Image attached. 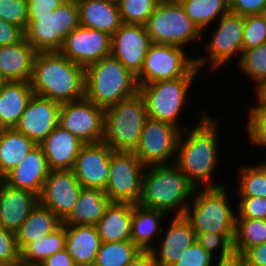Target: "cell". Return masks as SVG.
I'll return each instance as SVG.
<instances>
[{
	"mask_svg": "<svg viewBox=\"0 0 266 266\" xmlns=\"http://www.w3.org/2000/svg\"><path fill=\"white\" fill-rule=\"evenodd\" d=\"M164 216L169 217L162 211L132 203L131 241L142 252H149L154 247L153 241L158 242L155 237L164 233L159 225L164 222Z\"/></svg>",
	"mask_w": 266,
	"mask_h": 266,
	"instance_id": "cell-27",
	"label": "cell"
},
{
	"mask_svg": "<svg viewBox=\"0 0 266 266\" xmlns=\"http://www.w3.org/2000/svg\"><path fill=\"white\" fill-rule=\"evenodd\" d=\"M20 260V250L17 245L16 233L0 226V266Z\"/></svg>",
	"mask_w": 266,
	"mask_h": 266,
	"instance_id": "cell-44",
	"label": "cell"
},
{
	"mask_svg": "<svg viewBox=\"0 0 266 266\" xmlns=\"http://www.w3.org/2000/svg\"><path fill=\"white\" fill-rule=\"evenodd\" d=\"M66 0H27L28 15H49Z\"/></svg>",
	"mask_w": 266,
	"mask_h": 266,
	"instance_id": "cell-48",
	"label": "cell"
},
{
	"mask_svg": "<svg viewBox=\"0 0 266 266\" xmlns=\"http://www.w3.org/2000/svg\"><path fill=\"white\" fill-rule=\"evenodd\" d=\"M50 170L72 169L84 145L76 136L58 125L40 144Z\"/></svg>",
	"mask_w": 266,
	"mask_h": 266,
	"instance_id": "cell-24",
	"label": "cell"
},
{
	"mask_svg": "<svg viewBox=\"0 0 266 266\" xmlns=\"http://www.w3.org/2000/svg\"><path fill=\"white\" fill-rule=\"evenodd\" d=\"M148 119L144 96L137 91L105 109L103 142L112 151L133 152Z\"/></svg>",
	"mask_w": 266,
	"mask_h": 266,
	"instance_id": "cell-5",
	"label": "cell"
},
{
	"mask_svg": "<svg viewBox=\"0 0 266 266\" xmlns=\"http://www.w3.org/2000/svg\"><path fill=\"white\" fill-rule=\"evenodd\" d=\"M243 255L247 266H266V243L248 248Z\"/></svg>",
	"mask_w": 266,
	"mask_h": 266,
	"instance_id": "cell-50",
	"label": "cell"
},
{
	"mask_svg": "<svg viewBox=\"0 0 266 266\" xmlns=\"http://www.w3.org/2000/svg\"><path fill=\"white\" fill-rule=\"evenodd\" d=\"M216 29L212 31V39L206 44L207 54L195 57L196 67L201 70L206 63H210L213 70L227 64L238 53L239 60L243 52L244 16L228 12L221 16ZM235 55V56H234Z\"/></svg>",
	"mask_w": 266,
	"mask_h": 266,
	"instance_id": "cell-11",
	"label": "cell"
},
{
	"mask_svg": "<svg viewBox=\"0 0 266 266\" xmlns=\"http://www.w3.org/2000/svg\"><path fill=\"white\" fill-rule=\"evenodd\" d=\"M141 252L131 240L102 242L93 266H125Z\"/></svg>",
	"mask_w": 266,
	"mask_h": 266,
	"instance_id": "cell-36",
	"label": "cell"
},
{
	"mask_svg": "<svg viewBox=\"0 0 266 266\" xmlns=\"http://www.w3.org/2000/svg\"><path fill=\"white\" fill-rule=\"evenodd\" d=\"M24 37V32L17 26L0 19V46L12 45Z\"/></svg>",
	"mask_w": 266,
	"mask_h": 266,
	"instance_id": "cell-47",
	"label": "cell"
},
{
	"mask_svg": "<svg viewBox=\"0 0 266 266\" xmlns=\"http://www.w3.org/2000/svg\"><path fill=\"white\" fill-rule=\"evenodd\" d=\"M145 169L133 152L113 151L108 184L104 190L109 200L138 204L142 197Z\"/></svg>",
	"mask_w": 266,
	"mask_h": 266,
	"instance_id": "cell-12",
	"label": "cell"
},
{
	"mask_svg": "<svg viewBox=\"0 0 266 266\" xmlns=\"http://www.w3.org/2000/svg\"><path fill=\"white\" fill-rule=\"evenodd\" d=\"M7 81L3 78V76L0 74V90L3 87V85L6 83Z\"/></svg>",
	"mask_w": 266,
	"mask_h": 266,
	"instance_id": "cell-57",
	"label": "cell"
},
{
	"mask_svg": "<svg viewBox=\"0 0 266 266\" xmlns=\"http://www.w3.org/2000/svg\"><path fill=\"white\" fill-rule=\"evenodd\" d=\"M247 131H266V107L249 108Z\"/></svg>",
	"mask_w": 266,
	"mask_h": 266,
	"instance_id": "cell-49",
	"label": "cell"
},
{
	"mask_svg": "<svg viewBox=\"0 0 266 266\" xmlns=\"http://www.w3.org/2000/svg\"><path fill=\"white\" fill-rule=\"evenodd\" d=\"M243 51L266 43V17L264 14L244 16Z\"/></svg>",
	"mask_w": 266,
	"mask_h": 266,
	"instance_id": "cell-40",
	"label": "cell"
},
{
	"mask_svg": "<svg viewBox=\"0 0 266 266\" xmlns=\"http://www.w3.org/2000/svg\"><path fill=\"white\" fill-rule=\"evenodd\" d=\"M158 4L157 0H119L121 21L124 24L145 25Z\"/></svg>",
	"mask_w": 266,
	"mask_h": 266,
	"instance_id": "cell-39",
	"label": "cell"
},
{
	"mask_svg": "<svg viewBox=\"0 0 266 266\" xmlns=\"http://www.w3.org/2000/svg\"><path fill=\"white\" fill-rule=\"evenodd\" d=\"M235 233H196V241L214 257L215 251H219L217 256L224 257L234 251Z\"/></svg>",
	"mask_w": 266,
	"mask_h": 266,
	"instance_id": "cell-41",
	"label": "cell"
},
{
	"mask_svg": "<svg viewBox=\"0 0 266 266\" xmlns=\"http://www.w3.org/2000/svg\"><path fill=\"white\" fill-rule=\"evenodd\" d=\"M263 243H266V219L236 218L234 251L243 254Z\"/></svg>",
	"mask_w": 266,
	"mask_h": 266,
	"instance_id": "cell-35",
	"label": "cell"
},
{
	"mask_svg": "<svg viewBox=\"0 0 266 266\" xmlns=\"http://www.w3.org/2000/svg\"><path fill=\"white\" fill-rule=\"evenodd\" d=\"M80 25L104 31L111 36L121 26L118 2L111 0H76Z\"/></svg>",
	"mask_w": 266,
	"mask_h": 266,
	"instance_id": "cell-25",
	"label": "cell"
},
{
	"mask_svg": "<svg viewBox=\"0 0 266 266\" xmlns=\"http://www.w3.org/2000/svg\"><path fill=\"white\" fill-rule=\"evenodd\" d=\"M145 27L152 43L182 48L201 40L203 35L186 15L179 0L159 2Z\"/></svg>",
	"mask_w": 266,
	"mask_h": 266,
	"instance_id": "cell-8",
	"label": "cell"
},
{
	"mask_svg": "<svg viewBox=\"0 0 266 266\" xmlns=\"http://www.w3.org/2000/svg\"><path fill=\"white\" fill-rule=\"evenodd\" d=\"M36 54L25 37L15 44L0 46V74L7 82H30Z\"/></svg>",
	"mask_w": 266,
	"mask_h": 266,
	"instance_id": "cell-23",
	"label": "cell"
},
{
	"mask_svg": "<svg viewBox=\"0 0 266 266\" xmlns=\"http://www.w3.org/2000/svg\"><path fill=\"white\" fill-rule=\"evenodd\" d=\"M186 52L179 46L153 43L136 77L138 86L183 76H198L200 70L196 67L195 56L189 57Z\"/></svg>",
	"mask_w": 266,
	"mask_h": 266,
	"instance_id": "cell-10",
	"label": "cell"
},
{
	"mask_svg": "<svg viewBox=\"0 0 266 266\" xmlns=\"http://www.w3.org/2000/svg\"><path fill=\"white\" fill-rule=\"evenodd\" d=\"M214 266H247L245 257L242 253L233 251L230 255L219 257ZM212 265V266H213Z\"/></svg>",
	"mask_w": 266,
	"mask_h": 266,
	"instance_id": "cell-52",
	"label": "cell"
},
{
	"mask_svg": "<svg viewBox=\"0 0 266 266\" xmlns=\"http://www.w3.org/2000/svg\"><path fill=\"white\" fill-rule=\"evenodd\" d=\"M196 76H183L172 80L153 82L139 86L147 106L148 118L173 124L181 131L186 127H179V116L186 107L188 91Z\"/></svg>",
	"mask_w": 266,
	"mask_h": 266,
	"instance_id": "cell-9",
	"label": "cell"
},
{
	"mask_svg": "<svg viewBox=\"0 0 266 266\" xmlns=\"http://www.w3.org/2000/svg\"><path fill=\"white\" fill-rule=\"evenodd\" d=\"M39 266H77L73 258L68 254L67 249H63L47 257Z\"/></svg>",
	"mask_w": 266,
	"mask_h": 266,
	"instance_id": "cell-51",
	"label": "cell"
},
{
	"mask_svg": "<svg viewBox=\"0 0 266 266\" xmlns=\"http://www.w3.org/2000/svg\"><path fill=\"white\" fill-rule=\"evenodd\" d=\"M101 243L96 225H66V249L77 266H93Z\"/></svg>",
	"mask_w": 266,
	"mask_h": 266,
	"instance_id": "cell-26",
	"label": "cell"
},
{
	"mask_svg": "<svg viewBox=\"0 0 266 266\" xmlns=\"http://www.w3.org/2000/svg\"><path fill=\"white\" fill-rule=\"evenodd\" d=\"M152 44L145 25L122 23L111 36V55L137 77Z\"/></svg>",
	"mask_w": 266,
	"mask_h": 266,
	"instance_id": "cell-17",
	"label": "cell"
},
{
	"mask_svg": "<svg viewBox=\"0 0 266 266\" xmlns=\"http://www.w3.org/2000/svg\"><path fill=\"white\" fill-rule=\"evenodd\" d=\"M266 0H229V10L232 13L248 16L264 14Z\"/></svg>",
	"mask_w": 266,
	"mask_h": 266,
	"instance_id": "cell-46",
	"label": "cell"
},
{
	"mask_svg": "<svg viewBox=\"0 0 266 266\" xmlns=\"http://www.w3.org/2000/svg\"><path fill=\"white\" fill-rule=\"evenodd\" d=\"M254 90L255 96H257L256 101L258 102L253 107H266V80L254 87Z\"/></svg>",
	"mask_w": 266,
	"mask_h": 266,
	"instance_id": "cell-54",
	"label": "cell"
},
{
	"mask_svg": "<svg viewBox=\"0 0 266 266\" xmlns=\"http://www.w3.org/2000/svg\"><path fill=\"white\" fill-rule=\"evenodd\" d=\"M105 109L83 98L62 103L59 125L84 144L103 142Z\"/></svg>",
	"mask_w": 266,
	"mask_h": 266,
	"instance_id": "cell-14",
	"label": "cell"
},
{
	"mask_svg": "<svg viewBox=\"0 0 266 266\" xmlns=\"http://www.w3.org/2000/svg\"><path fill=\"white\" fill-rule=\"evenodd\" d=\"M60 52L84 68L111 55V35L79 25L65 38Z\"/></svg>",
	"mask_w": 266,
	"mask_h": 266,
	"instance_id": "cell-15",
	"label": "cell"
},
{
	"mask_svg": "<svg viewBox=\"0 0 266 266\" xmlns=\"http://www.w3.org/2000/svg\"><path fill=\"white\" fill-rule=\"evenodd\" d=\"M180 133L173 124L148 118L133 153L145 167L175 163Z\"/></svg>",
	"mask_w": 266,
	"mask_h": 266,
	"instance_id": "cell-13",
	"label": "cell"
},
{
	"mask_svg": "<svg viewBox=\"0 0 266 266\" xmlns=\"http://www.w3.org/2000/svg\"><path fill=\"white\" fill-rule=\"evenodd\" d=\"M0 19L17 26L25 32L28 22L27 1L0 0Z\"/></svg>",
	"mask_w": 266,
	"mask_h": 266,
	"instance_id": "cell-42",
	"label": "cell"
},
{
	"mask_svg": "<svg viewBox=\"0 0 266 266\" xmlns=\"http://www.w3.org/2000/svg\"><path fill=\"white\" fill-rule=\"evenodd\" d=\"M186 15L204 33L221 16L228 13L229 0H179ZM207 27V28H206Z\"/></svg>",
	"mask_w": 266,
	"mask_h": 266,
	"instance_id": "cell-33",
	"label": "cell"
},
{
	"mask_svg": "<svg viewBox=\"0 0 266 266\" xmlns=\"http://www.w3.org/2000/svg\"><path fill=\"white\" fill-rule=\"evenodd\" d=\"M49 171L44 151L37 145L2 180L14 188L27 190L39 197Z\"/></svg>",
	"mask_w": 266,
	"mask_h": 266,
	"instance_id": "cell-21",
	"label": "cell"
},
{
	"mask_svg": "<svg viewBox=\"0 0 266 266\" xmlns=\"http://www.w3.org/2000/svg\"><path fill=\"white\" fill-rule=\"evenodd\" d=\"M30 84L35 95L60 104L78 101L85 98V68L60 51L37 52Z\"/></svg>",
	"mask_w": 266,
	"mask_h": 266,
	"instance_id": "cell-2",
	"label": "cell"
},
{
	"mask_svg": "<svg viewBox=\"0 0 266 266\" xmlns=\"http://www.w3.org/2000/svg\"><path fill=\"white\" fill-rule=\"evenodd\" d=\"M236 218L266 219V198L239 196Z\"/></svg>",
	"mask_w": 266,
	"mask_h": 266,
	"instance_id": "cell-43",
	"label": "cell"
},
{
	"mask_svg": "<svg viewBox=\"0 0 266 266\" xmlns=\"http://www.w3.org/2000/svg\"><path fill=\"white\" fill-rule=\"evenodd\" d=\"M164 237H158V248L154 246L149 252L154 266H172L196 241V233L184 216H173Z\"/></svg>",
	"mask_w": 266,
	"mask_h": 266,
	"instance_id": "cell-20",
	"label": "cell"
},
{
	"mask_svg": "<svg viewBox=\"0 0 266 266\" xmlns=\"http://www.w3.org/2000/svg\"><path fill=\"white\" fill-rule=\"evenodd\" d=\"M125 266H154L150 252H141Z\"/></svg>",
	"mask_w": 266,
	"mask_h": 266,
	"instance_id": "cell-53",
	"label": "cell"
},
{
	"mask_svg": "<svg viewBox=\"0 0 266 266\" xmlns=\"http://www.w3.org/2000/svg\"><path fill=\"white\" fill-rule=\"evenodd\" d=\"M201 115L192 130L181 131L175 164L196 187H220L224 183L215 184L212 179L220 162L219 120L212 119L205 111Z\"/></svg>",
	"mask_w": 266,
	"mask_h": 266,
	"instance_id": "cell-1",
	"label": "cell"
},
{
	"mask_svg": "<svg viewBox=\"0 0 266 266\" xmlns=\"http://www.w3.org/2000/svg\"><path fill=\"white\" fill-rule=\"evenodd\" d=\"M30 82H6L0 90V129L15 128L33 96Z\"/></svg>",
	"mask_w": 266,
	"mask_h": 266,
	"instance_id": "cell-28",
	"label": "cell"
},
{
	"mask_svg": "<svg viewBox=\"0 0 266 266\" xmlns=\"http://www.w3.org/2000/svg\"><path fill=\"white\" fill-rule=\"evenodd\" d=\"M214 257L195 241L172 266H212Z\"/></svg>",
	"mask_w": 266,
	"mask_h": 266,
	"instance_id": "cell-45",
	"label": "cell"
},
{
	"mask_svg": "<svg viewBox=\"0 0 266 266\" xmlns=\"http://www.w3.org/2000/svg\"><path fill=\"white\" fill-rule=\"evenodd\" d=\"M199 189L195 188L184 214L195 233H235L237 213L228 201L226 186Z\"/></svg>",
	"mask_w": 266,
	"mask_h": 266,
	"instance_id": "cell-6",
	"label": "cell"
},
{
	"mask_svg": "<svg viewBox=\"0 0 266 266\" xmlns=\"http://www.w3.org/2000/svg\"><path fill=\"white\" fill-rule=\"evenodd\" d=\"M38 202L36 194L0 179V226L16 233Z\"/></svg>",
	"mask_w": 266,
	"mask_h": 266,
	"instance_id": "cell-22",
	"label": "cell"
},
{
	"mask_svg": "<svg viewBox=\"0 0 266 266\" xmlns=\"http://www.w3.org/2000/svg\"><path fill=\"white\" fill-rule=\"evenodd\" d=\"M112 152L105 142L81 147L72 171L83 188L106 189Z\"/></svg>",
	"mask_w": 266,
	"mask_h": 266,
	"instance_id": "cell-18",
	"label": "cell"
},
{
	"mask_svg": "<svg viewBox=\"0 0 266 266\" xmlns=\"http://www.w3.org/2000/svg\"><path fill=\"white\" fill-rule=\"evenodd\" d=\"M66 249V225L43 238L29 243L21 252L20 259L39 266L47 257Z\"/></svg>",
	"mask_w": 266,
	"mask_h": 266,
	"instance_id": "cell-34",
	"label": "cell"
},
{
	"mask_svg": "<svg viewBox=\"0 0 266 266\" xmlns=\"http://www.w3.org/2000/svg\"><path fill=\"white\" fill-rule=\"evenodd\" d=\"M132 203L110 202L96 224L102 242L131 240Z\"/></svg>",
	"mask_w": 266,
	"mask_h": 266,
	"instance_id": "cell-29",
	"label": "cell"
},
{
	"mask_svg": "<svg viewBox=\"0 0 266 266\" xmlns=\"http://www.w3.org/2000/svg\"><path fill=\"white\" fill-rule=\"evenodd\" d=\"M238 68L254 82L255 87L266 80V43L242 52Z\"/></svg>",
	"mask_w": 266,
	"mask_h": 266,
	"instance_id": "cell-38",
	"label": "cell"
},
{
	"mask_svg": "<svg viewBox=\"0 0 266 266\" xmlns=\"http://www.w3.org/2000/svg\"><path fill=\"white\" fill-rule=\"evenodd\" d=\"M82 186L72 169L50 170L39 195V203L64 221L73 211Z\"/></svg>",
	"mask_w": 266,
	"mask_h": 266,
	"instance_id": "cell-16",
	"label": "cell"
},
{
	"mask_svg": "<svg viewBox=\"0 0 266 266\" xmlns=\"http://www.w3.org/2000/svg\"><path fill=\"white\" fill-rule=\"evenodd\" d=\"M110 202L104 190L82 187L78 202L71 214L63 221V224L96 225Z\"/></svg>",
	"mask_w": 266,
	"mask_h": 266,
	"instance_id": "cell-31",
	"label": "cell"
},
{
	"mask_svg": "<svg viewBox=\"0 0 266 266\" xmlns=\"http://www.w3.org/2000/svg\"><path fill=\"white\" fill-rule=\"evenodd\" d=\"M79 25L76 0H66L49 15H28L24 37L37 52L60 51L66 36Z\"/></svg>",
	"mask_w": 266,
	"mask_h": 266,
	"instance_id": "cell-7",
	"label": "cell"
},
{
	"mask_svg": "<svg viewBox=\"0 0 266 266\" xmlns=\"http://www.w3.org/2000/svg\"><path fill=\"white\" fill-rule=\"evenodd\" d=\"M139 91L134 76L112 55L85 68V98L104 109Z\"/></svg>",
	"mask_w": 266,
	"mask_h": 266,
	"instance_id": "cell-4",
	"label": "cell"
},
{
	"mask_svg": "<svg viewBox=\"0 0 266 266\" xmlns=\"http://www.w3.org/2000/svg\"><path fill=\"white\" fill-rule=\"evenodd\" d=\"M36 146L37 144L33 140L21 134L15 128H1L0 179L16 167Z\"/></svg>",
	"mask_w": 266,
	"mask_h": 266,
	"instance_id": "cell-32",
	"label": "cell"
},
{
	"mask_svg": "<svg viewBox=\"0 0 266 266\" xmlns=\"http://www.w3.org/2000/svg\"><path fill=\"white\" fill-rule=\"evenodd\" d=\"M60 107L56 101L33 94L15 129L39 145L59 125Z\"/></svg>",
	"mask_w": 266,
	"mask_h": 266,
	"instance_id": "cell-19",
	"label": "cell"
},
{
	"mask_svg": "<svg viewBox=\"0 0 266 266\" xmlns=\"http://www.w3.org/2000/svg\"><path fill=\"white\" fill-rule=\"evenodd\" d=\"M195 188L175 163L146 167L138 204L171 217L174 212V216H184Z\"/></svg>",
	"mask_w": 266,
	"mask_h": 266,
	"instance_id": "cell-3",
	"label": "cell"
},
{
	"mask_svg": "<svg viewBox=\"0 0 266 266\" xmlns=\"http://www.w3.org/2000/svg\"><path fill=\"white\" fill-rule=\"evenodd\" d=\"M5 266H35L33 264H29L25 261H22L21 259L16 261V262H13V263H10L8 265H5Z\"/></svg>",
	"mask_w": 266,
	"mask_h": 266,
	"instance_id": "cell-56",
	"label": "cell"
},
{
	"mask_svg": "<svg viewBox=\"0 0 266 266\" xmlns=\"http://www.w3.org/2000/svg\"><path fill=\"white\" fill-rule=\"evenodd\" d=\"M158 2H167V1H175V0H157Z\"/></svg>",
	"mask_w": 266,
	"mask_h": 266,
	"instance_id": "cell-58",
	"label": "cell"
},
{
	"mask_svg": "<svg viewBox=\"0 0 266 266\" xmlns=\"http://www.w3.org/2000/svg\"><path fill=\"white\" fill-rule=\"evenodd\" d=\"M62 225L63 221L53 211L38 202L16 232L20 252L29 243L54 233Z\"/></svg>",
	"mask_w": 266,
	"mask_h": 266,
	"instance_id": "cell-30",
	"label": "cell"
},
{
	"mask_svg": "<svg viewBox=\"0 0 266 266\" xmlns=\"http://www.w3.org/2000/svg\"><path fill=\"white\" fill-rule=\"evenodd\" d=\"M237 196L266 198V162L238 167Z\"/></svg>",
	"mask_w": 266,
	"mask_h": 266,
	"instance_id": "cell-37",
	"label": "cell"
},
{
	"mask_svg": "<svg viewBox=\"0 0 266 266\" xmlns=\"http://www.w3.org/2000/svg\"><path fill=\"white\" fill-rule=\"evenodd\" d=\"M248 138L254 146L266 147V131H247Z\"/></svg>",
	"mask_w": 266,
	"mask_h": 266,
	"instance_id": "cell-55",
	"label": "cell"
}]
</instances>
